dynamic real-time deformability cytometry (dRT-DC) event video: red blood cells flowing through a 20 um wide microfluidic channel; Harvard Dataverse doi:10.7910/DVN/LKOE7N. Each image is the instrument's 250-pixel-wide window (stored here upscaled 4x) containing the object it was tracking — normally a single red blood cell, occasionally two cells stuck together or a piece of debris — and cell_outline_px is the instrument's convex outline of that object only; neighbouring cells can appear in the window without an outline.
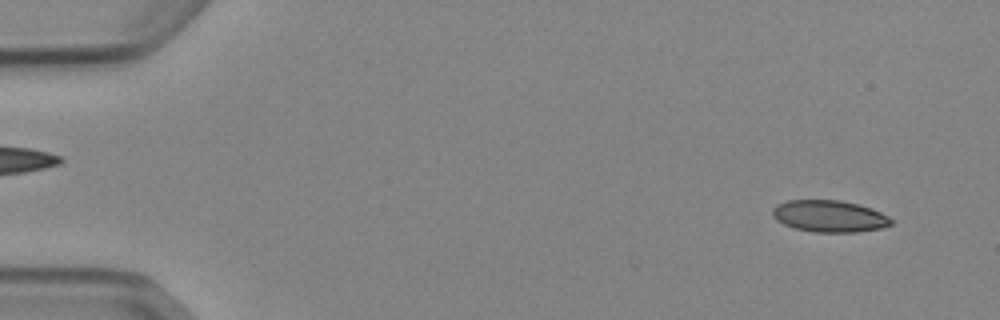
{"species": "Egyptian fruit bat (a non-hibernating species)", "species_latin": "Rousettus aegyptiacus", "temperature_condition": "cold", "stored_images_in_passage": 6, "camera_frame_rate_fps": 3000, "um_per_image_px": 0.085, "animal": {"sex": "female"}, "frame": {"image": 1, "passage_image": 3, "time_ms": 0.667, "image_size_px": [1000, 320], "cell_outline_px": [[892, 224], [880, 228], [856, 232], [816, 232], [796, 228], [784, 224], [776, 220], [772, 216], [772, 208], [776, 204], [788, 200], [840, 200], [872, 208], [888, 216], [892, 220]], "centroid_in_image_um": [70.47, 18.37], "position_along_channel_um": 14.5, "area_um2": 21.91}}